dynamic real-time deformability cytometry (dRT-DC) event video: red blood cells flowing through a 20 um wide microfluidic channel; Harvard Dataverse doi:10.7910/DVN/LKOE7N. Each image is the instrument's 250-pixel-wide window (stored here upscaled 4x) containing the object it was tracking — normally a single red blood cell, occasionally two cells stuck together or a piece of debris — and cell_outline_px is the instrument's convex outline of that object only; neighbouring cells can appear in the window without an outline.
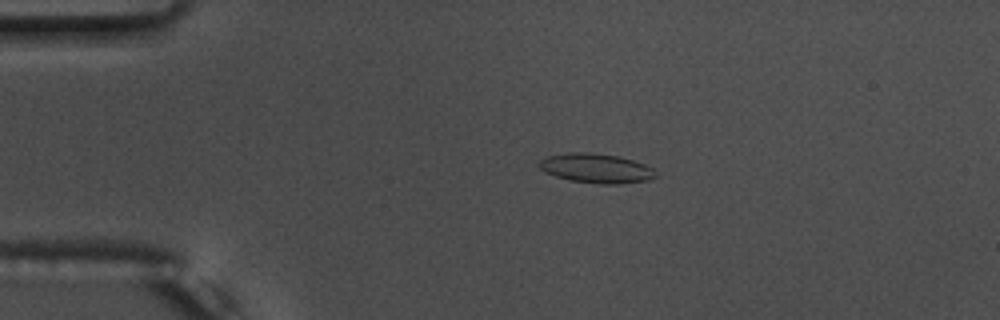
{"species": "common noctule bat (a hibernating species)", "species_latin": "Nyctalus noctula", "temperature_condition": "warm", "stored_images_in_passage": 54, "camera_frame_rate_fps": 3000, "um_per_image_px": 0.085, "animal": {"sex": "male", "body_mass_g": 17.5, "forearm_length_mm": 52.3}, "frame": {"image": 1, "passage_image": 11, "time_ms": 3.333, "image_size_px": [1000, 320], "cell_outline_px": [[656, 176], [648, 180], [620, 184], [600, 184], [572, 180], [556, 176], [540, 168], [536, 164], [540, 160], [548, 156], [568, 152], [592, 152], [620, 156], [644, 164], [652, 168], [656, 172]], "centroid_in_image_um": [50.68, 14.29], "position_along_channel_um": 34.3, "area_um2": 19.94}}
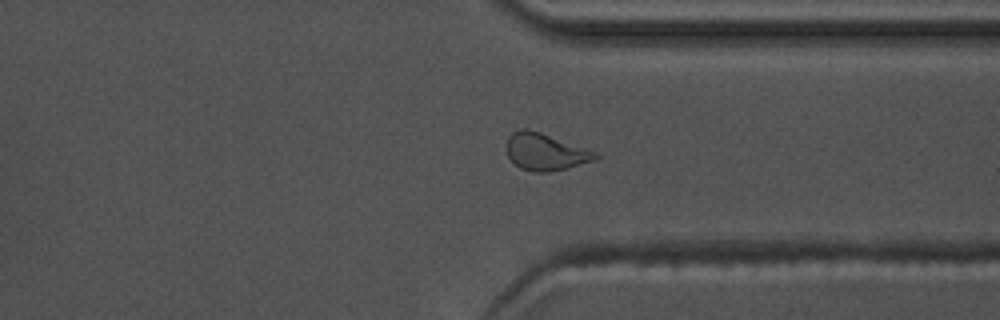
{"frame": {"image": 2, "passage_image": 41, "time_ms": 13.333, "image_size_px": [1000, 320], "cell_outline_px": [[600, 156], [596, 160], [568, 168], [548, 172], [532, 172], [520, 168], [508, 156], [508, 136], [512, 132], [524, 128], [528, 128], [540, 132], [596, 152]], "centroid_in_image_um": [46.37, 12.92], "position_along_channel_um": 365.0, "area_um2": 18.96}}
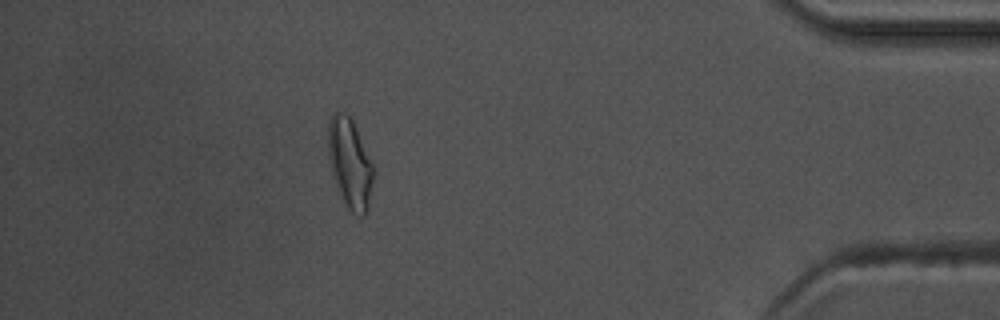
{"frame": {"image": 3, "passage_image": 48, "time_ms": 15.667, "image_size_px": [1000, 320], "cell_outline_px": [[372, 180], [368, 208], [364, 216], [360, 216], [352, 212], [344, 204], [336, 188], [332, 176], [328, 156], [328, 124], [336, 108], [352, 116], [372, 164]], "centroid_in_image_um": [29.7, 13.84], "position_along_channel_um": 405.5, "area_um2": 23.87}, "authors_computed_cell_mechanics": {"area_um2": 18.9006, "velocity_mm_per_s": 3.7511, "shape_relaxation_time_tau1_ms": 7.9362, "shape_relaxation_time_tau2_ms": 1.7434, "deformation_change_tau1": 0.1961, "deformation_change_tau2": 0.0849}}